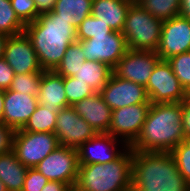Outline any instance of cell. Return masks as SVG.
<instances>
[{"label":"cell","instance_id":"cell-1","mask_svg":"<svg viewBox=\"0 0 190 191\" xmlns=\"http://www.w3.org/2000/svg\"><path fill=\"white\" fill-rule=\"evenodd\" d=\"M181 102L151 103L133 151L170 152L185 140Z\"/></svg>","mask_w":190,"mask_h":191},{"label":"cell","instance_id":"cell-2","mask_svg":"<svg viewBox=\"0 0 190 191\" xmlns=\"http://www.w3.org/2000/svg\"><path fill=\"white\" fill-rule=\"evenodd\" d=\"M24 32L31 39L43 71H54L67 47L77 41V29L53 11L40 14L25 25Z\"/></svg>","mask_w":190,"mask_h":191},{"label":"cell","instance_id":"cell-3","mask_svg":"<svg viewBox=\"0 0 190 191\" xmlns=\"http://www.w3.org/2000/svg\"><path fill=\"white\" fill-rule=\"evenodd\" d=\"M131 191H190L170 152L133 151Z\"/></svg>","mask_w":190,"mask_h":191},{"label":"cell","instance_id":"cell-4","mask_svg":"<svg viewBox=\"0 0 190 191\" xmlns=\"http://www.w3.org/2000/svg\"><path fill=\"white\" fill-rule=\"evenodd\" d=\"M133 150L128 147L115 161L79 165V191H131Z\"/></svg>","mask_w":190,"mask_h":191},{"label":"cell","instance_id":"cell-5","mask_svg":"<svg viewBox=\"0 0 190 191\" xmlns=\"http://www.w3.org/2000/svg\"><path fill=\"white\" fill-rule=\"evenodd\" d=\"M163 21L150 15L138 3L129 7L122 34L129 49L156 51Z\"/></svg>","mask_w":190,"mask_h":191},{"label":"cell","instance_id":"cell-6","mask_svg":"<svg viewBox=\"0 0 190 191\" xmlns=\"http://www.w3.org/2000/svg\"><path fill=\"white\" fill-rule=\"evenodd\" d=\"M59 146L55 133L15 131L13 151L27 168H35Z\"/></svg>","mask_w":190,"mask_h":191},{"label":"cell","instance_id":"cell-7","mask_svg":"<svg viewBox=\"0 0 190 191\" xmlns=\"http://www.w3.org/2000/svg\"><path fill=\"white\" fill-rule=\"evenodd\" d=\"M145 88L150 103L182 102L188 96L167 60L157 62Z\"/></svg>","mask_w":190,"mask_h":191},{"label":"cell","instance_id":"cell-8","mask_svg":"<svg viewBox=\"0 0 190 191\" xmlns=\"http://www.w3.org/2000/svg\"><path fill=\"white\" fill-rule=\"evenodd\" d=\"M35 169L49 181L63 182L73 187L79 170L77 149L59 145Z\"/></svg>","mask_w":190,"mask_h":191},{"label":"cell","instance_id":"cell-9","mask_svg":"<svg viewBox=\"0 0 190 191\" xmlns=\"http://www.w3.org/2000/svg\"><path fill=\"white\" fill-rule=\"evenodd\" d=\"M150 106L151 103H140L112 110L107 133L115 138L120 137L121 144L124 146L122 148H128L137 139Z\"/></svg>","mask_w":190,"mask_h":191},{"label":"cell","instance_id":"cell-10","mask_svg":"<svg viewBox=\"0 0 190 191\" xmlns=\"http://www.w3.org/2000/svg\"><path fill=\"white\" fill-rule=\"evenodd\" d=\"M81 44L86 60L107 64L112 69L129 49L126 38L117 31L109 35H95L82 40Z\"/></svg>","mask_w":190,"mask_h":191},{"label":"cell","instance_id":"cell-11","mask_svg":"<svg viewBox=\"0 0 190 191\" xmlns=\"http://www.w3.org/2000/svg\"><path fill=\"white\" fill-rule=\"evenodd\" d=\"M159 60L160 57L156 51L128 49L114 66L113 74L146 87L149 77Z\"/></svg>","mask_w":190,"mask_h":191},{"label":"cell","instance_id":"cell-12","mask_svg":"<svg viewBox=\"0 0 190 191\" xmlns=\"http://www.w3.org/2000/svg\"><path fill=\"white\" fill-rule=\"evenodd\" d=\"M55 135L59 145L77 149L94 137L97 132L81 117L72 106L57 112Z\"/></svg>","mask_w":190,"mask_h":191},{"label":"cell","instance_id":"cell-13","mask_svg":"<svg viewBox=\"0 0 190 191\" xmlns=\"http://www.w3.org/2000/svg\"><path fill=\"white\" fill-rule=\"evenodd\" d=\"M190 51V20L176 16L163 21L160 42L156 49L161 60Z\"/></svg>","mask_w":190,"mask_h":191},{"label":"cell","instance_id":"cell-14","mask_svg":"<svg viewBox=\"0 0 190 191\" xmlns=\"http://www.w3.org/2000/svg\"><path fill=\"white\" fill-rule=\"evenodd\" d=\"M3 58L11 66L15 74L43 72L31 39L25 32L15 36H8Z\"/></svg>","mask_w":190,"mask_h":191},{"label":"cell","instance_id":"cell-15","mask_svg":"<svg viewBox=\"0 0 190 191\" xmlns=\"http://www.w3.org/2000/svg\"><path fill=\"white\" fill-rule=\"evenodd\" d=\"M99 93L112 110L134 104L150 103L144 86L119 78L113 73Z\"/></svg>","mask_w":190,"mask_h":191},{"label":"cell","instance_id":"cell-16","mask_svg":"<svg viewBox=\"0 0 190 191\" xmlns=\"http://www.w3.org/2000/svg\"><path fill=\"white\" fill-rule=\"evenodd\" d=\"M120 141L109 133H97L77 148L79 165L115 161L127 149H122L123 152L117 149L116 144H120Z\"/></svg>","mask_w":190,"mask_h":191},{"label":"cell","instance_id":"cell-17","mask_svg":"<svg viewBox=\"0 0 190 191\" xmlns=\"http://www.w3.org/2000/svg\"><path fill=\"white\" fill-rule=\"evenodd\" d=\"M38 104L37 97L10 89L5 90L4 124L12 127L15 131L22 129Z\"/></svg>","mask_w":190,"mask_h":191},{"label":"cell","instance_id":"cell-18","mask_svg":"<svg viewBox=\"0 0 190 191\" xmlns=\"http://www.w3.org/2000/svg\"><path fill=\"white\" fill-rule=\"evenodd\" d=\"M72 107L97 133L109 131L112 109L104 102L99 92L78 101Z\"/></svg>","mask_w":190,"mask_h":191},{"label":"cell","instance_id":"cell-19","mask_svg":"<svg viewBox=\"0 0 190 191\" xmlns=\"http://www.w3.org/2000/svg\"><path fill=\"white\" fill-rule=\"evenodd\" d=\"M37 99L47 109L55 108L59 111L69 107L63 77L55 71H43Z\"/></svg>","mask_w":190,"mask_h":191},{"label":"cell","instance_id":"cell-20","mask_svg":"<svg viewBox=\"0 0 190 191\" xmlns=\"http://www.w3.org/2000/svg\"><path fill=\"white\" fill-rule=\"evenodd\" d=\"M131 1L93 0L91 15L107 24L112 31L122 32Z\"/></svg>","mask_w":190,"mask_h":191},{"label":"cell","instance_id":"cell-21","mask_svg":"<svg viewBox=\"0 0 190 191\" xmlns=\"http://www.w3.org/2000/svg\"><path fill=\"white\" fill-rule=\"evenodd\" d=\"M27 169L13 150L0 154V179L8 191H22Z\"/></svg>","mask_w":190,"mask_h":191},{"label":"cell","instance_id":"cell-22","mask_svg":"<svg viewBox=\"0 0 190 191\" xmlns=\"http://www.w3.org/2000/svg\"><path fill=\"white\" fill-rule=\"evenodd\" d=\"M113 73V69L107 64L86 60L78 69L74 78L87 83L92 90L100 92Z\"/></svg>","mask_w":190,"mask_h":191},{"label":"cell","instance_id":"cell-23","mask_svg":"<svg viewBox=\"0 0 190 191\" xmlns=\"http://www.w3.org/2000/svg\"><path fill=\"white\" fill-rule=\"evenodd\" d=\"M93 0H57L53 12L76 29L92 13Z\"/></svg>","mask_w":190,"mask_h":191},{"label":"cell","instance_id":"cell-24","mask_svg":"<svg viewBox=\"0 0 190 191\" xmlns=\"http://www.w3.org/2000/svg\"><path fill=\"white\" fill-rule=\"evenodd\" d=\"M58 110L55 108L47 109L38 104L34 113L22 129L16 131H30V132H48L54 133Z\"/></svg>","mask_w":190,"mask_h":191},{"label":"cell","instance_id":"cell-25","mask_svg":"<svg viewBox=\"0 0 190 191\" xmlns=\"http://www.w3.org/2000/svg\"><path fill=\"white\" fill-rule=\"evenodd\" d=\"M85 61L81 41H75L67 47L64 57L54 71L63 78L74 77Z\"/></svg>","mask_w":190,"mask_h":191},{"label":"cell","instance_id":"cell-26","mask_svg":"<svg viewBox=\"0 0 190 191\" xmlns=\"http://www.w3.org/2000/svg\"><path fill=\"white\" fill-rule=\"evenodd\" d=\"M138 4L162 21L180 15L181 0H139Z\"/></svg>","mask_w":190,"mask_h":191},{"label":"cell","instance_id":"cell-27","mask_svg":"<svg viewBox=\"0 0 190 191\" xmlns=\"http://www.w3.org/2000/svg\"><path fill=\"white\" fill-rule=\"evenodd\" d=\"M24 30L25 25L16 16L10 0H0V33L15 36Z\"/></svg>","mask_w":190,"mask_h":191},{"label":"cell","instance_id":"cell-28","mask_svg":"<svg viewBox=\"0 0 190 191\" xmlns=\"http://www.w3.org/2000/svg\"><path fill=\"white\" fill-rule=\"evenodd\" d=\"M42 73L15 74L10 90L38 97Z\"/></svg>","mask_w":190,"mask_h":191},{"label":"cell","instance_id":"cell-29","mask_svg":"<svg viewBox=\"0 0 190 191\" xmlns=\"http://www.w3.org/2000/svg\"><path fill=\"white\" fill-rule=\"evenodd\" d=\"M113 31L98 18L89 15L77 28V41L93 38L95 35H109Z\"/></svg>","mask_w":190,"mask_h":191},{"label":"cell","instance_id":"cell-30","mask_svg":"<svg viewBox=\"0 0 190 191\" xmlns=\"http://www.w3.org/2000/svg\"><path fill=\"white\" fill-rule=\"evenodd\" d=\"M65 87L67 102L70 106H73L78 101L84 98L92 96L96 93L87 83L76 80L74 77L63 78Z\"/></svg>","mask_w":190,"mask_h":191},{"label":"cell","instance_id":"cell-31","mask_svg":"<svg viewBox=\"0 0 190 191\" xmlns=\"http://www.w3.org/2000/svg\"><path fill=\"white\" fill-rule=\"evenodd\" d=\"M173 73L187 93L190 92V51L175 55L167 60Z\"/></svg>","mask_w":190,"mask_h":191},{"label":"cell","instance_id":"cell-32","mask_svg":"<svg viewBox=\"0 0 190 191\" xmlns=\"http://www.w3.org/2000/svg\"><path fill=\"white\" fill-rule=\"evenodd\" d=\"M170 153L180 174L190 184V145L182 141Z\"/></svg>","mask_w":190,"mask_h":191},{"label":"cell","instance_id":"cell-33","mask_svg":"<svg viewBox=\"0 0 190 191\" xmlns=\"http://www.w3.org/2000/svg\"><path fill=\"white\" fill-rule=\"evenodd\" d=\"M10 2L16 16L24 25L35 21L40 15L34 0H10Z\"/></svg>","mask_w":190,"mask_h":191},{"label":"cell","instance_id":"cell-34","mask_svg":"<svg viewBox=\"0 0 190 191\" xmlns=\"http://www.w3.org/2000/svg\"><path fill=\"white\" fill-rule=\"evenodd\" d=\"M48 181L49 180L35 168H28L22 191H41Z\"/></svg>","mask_w":190,"mask_h":191},{"label":"cell","instance_id":"cell-35","mask_svg":"<svg viewBox=\"0 0 190 191\" xmlns=\"http://www.w3.org/2000/svg\"><path fill=\"white\" fill-rule=\"evenodd\" d=\"M15 130L0 123V154H5L13 150V139H14Z\"/></svg>","mask_w":190,"mask_h":191},{"label":"cell","instance_id":"cell-36","mask_svg":"<svg viewBox=\"0 0 190 191\" xmlns=\"http://www.w3.org/2000/svg\"><path fill=\"white\" fill-rule=\"evenodd\" d=\"M14 70L4 58L0 59V90H8L14 79Z\"/></svg>","mask_w":190,"mask_h":191},{"label":"cell","instance_id":"cell-37","mask_svg":"<svg viewBox=\"0 0 190 191\" xmlns=\"http://www.w3.org/2000/svg\"><path fill=\"white\" fill-rule=\"evenodd\" d=\"M182 107V126L185 137L190 136V97H186L181 102Z\"/></svg>","mask_w":190,"mask_h":191},{"label":"cell","instance_id":"cell-38","mask_svg":"<svg viewBox=\"0 0 190 191\" xmlns=\"http://www.w3.org/2000/svg\"><path fill=\"white\" fill-rule=\"evenodd\" d=\"M36 10L39 14H44L53 11L57 0H34Z\"/></svg>","mask_w":190,"mask_h":191},{"label":"cell","instance_id":"cell-39","mask_svg":"<svg viewBox=\"0 0 190 191\" xmlns=\"http://www.w3.org/2000/svg\"><path fill=\"white\" fill-rule=\"evenodd\" d=\"M71 187L68 184L58 181H48L41 191H69Z\"/></svg>","mask_w":190,"mask_h":191},{"label":"cell","instance_id":"cell-40","mask_svg":"<svg viewBox=\"0 0 190 191\" xmlns=\"http://www.w3.org/2000/svg\"><path fill=\"white\" fill-rule=\"evenodd\" d=\"M180 16L190 20V0H181Z\"/></svg>","mask_w":190,"mask_h":191},{"label":"cell","instance_id":"cell-41","mask_svg":"<svg viewBox=\"0 0 190 191\" xmlns=\"http://www.w3.org/2000/svg\"><path fill=\"white\" fill-rule=\"evenodd\" d=\"M4 98L5 91L0 90V123H4Z\"/></svg>","mask_w":190,"mask_h":191},{"label":"cell","instance_id":"cell-42","mask_svg":"<svg viewBox=\"0 0 190 191\" xmlns=\"http://www.w3.org/2000/svg\"><path fill=\"white\" fill-rule=\"evenodd\" d=\"M7 39H8L7 35L0 33V59L3 58L4 56V48Z\"/></svg>","mask_w":190,"mask_h":191},{"label":"cell","instance_id":"cell-43","mask_svg":"<svg viewBox=\"0 0 190 191\" xmlns=\"http://www.w3.org/2000/svg\"><path fill=\"white\" fill-rule=\"evenodd\" d=\"M0 191H8L7 187L3 184V182L0 179Z\"/></svg>","mask_w":190,"mask_h":191},{"label":"cell","instance_id":"cell-44","mask_svg":"<svg viewBox=\"0 0 190 191\" xmlns=\"http://www.w3.org/2000/svg\"><path fill=\"white\" fill-rule=\"evenodd\" d=\"M188 145H190V136L188 137H185V140H184Z\"/></svg>","mask_w":190,"mask_h":191},{"label":"cell","instance_id":"cell-45","mask_svg":"<svg viewBox=\"0 0 190 191\" xmlns=\"http://www.w3.org/2000/svg\"><path fill=\"white\" fill-rule=\"evenodd\" d=\"M69 191H79L76 187H71L70 189H69Z\"/></svg>","mask_w":190,"mask_h":191},{"label":"cell","instance_id":"cell-46","mask_svg":"<svg viewBox=\"0 0 190 191\" xmlns=\"http://www.w3.org/2000/svg\"><path fill=\"white\" fill-rule=\"evenodd\" d=\"M131 1L132 3H138L139 0H128Z\"/></svg>","mask_w":190,"mask_h":191}]
</instances>
